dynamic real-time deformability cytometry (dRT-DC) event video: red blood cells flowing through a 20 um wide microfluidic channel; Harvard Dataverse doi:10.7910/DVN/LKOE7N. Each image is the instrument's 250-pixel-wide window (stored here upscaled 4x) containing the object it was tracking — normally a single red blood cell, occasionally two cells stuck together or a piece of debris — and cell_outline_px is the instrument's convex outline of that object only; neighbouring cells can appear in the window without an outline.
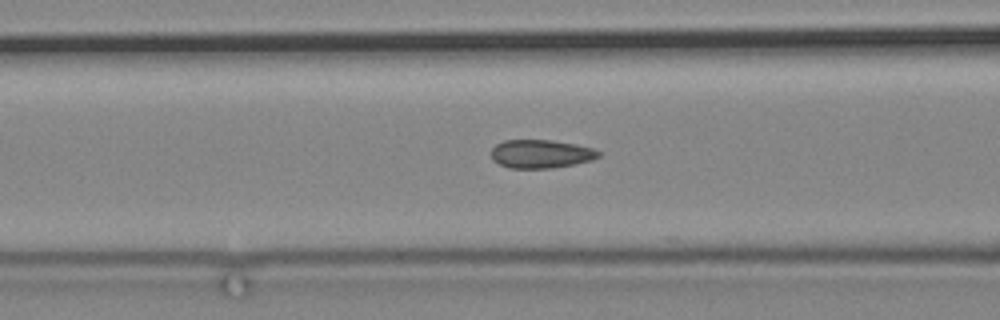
{"species": "common noctule bat (a hibernating species)", "species_latin": "Nyctalus noctula", "temperature_condition": "cold", "stored_images_in_passage": 41, "camera_frame_rate_fps": 3000, "um_per_image_px": 0.085, "animal": {"sex": "male", "body_mass_g": 19.2, "forearm_length_mm": 51.8}, "frame": {"image": 1, "passage_image": 9, "time_ms": 2.667, "image_size_px": [1000, 320], "cell_outline_px": [[600, 156], [592, 160], [552, 168], [508, 168], [492, 160], [492, 148], [496, 144], [504, 140], [552, 140], [576, 144], [592, 148], [600, 152]], "centroid_in_image_um": [45.96, 13.08], "position_along_channel_um": 120.6, "area_um2": 17.74}}
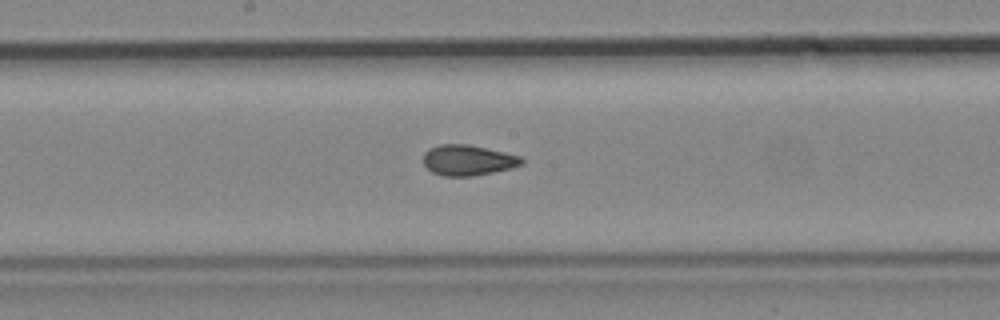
{"frame": {"image": 2, "passage_image": 17, "time_ms": 5.333, "image_size_px": [1000, 320], "cell_outline_px": [[524, 164], [512, 168], [472, 176], [444, 176], [432, 172], [424, 164], [424, 152], [428, 148], [440, 144], [468, 144], [520, 156], [524, 160]], "centroid_in_image_um": [39.77, 13.61], "position_along_channel_um": 208.4, "area_um2": 17.46}}
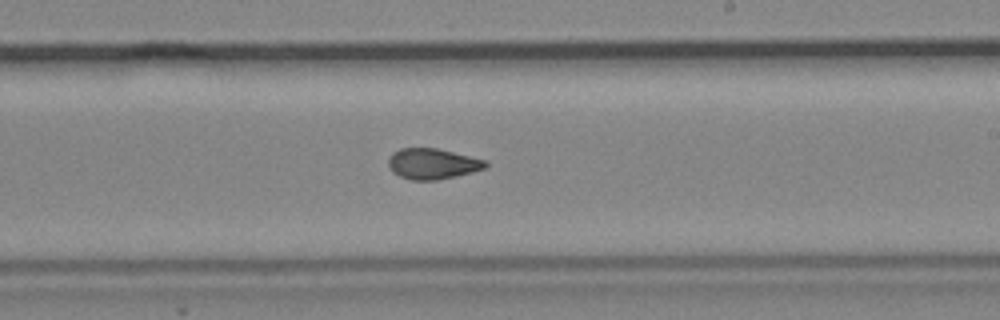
{"frame": {"image": 3, "passage_image": 21, "time_ms": 6.667, "image_size_px": [1000, 320], "cell_outline_px": [[488, 164], [484, 168], [472, 172], [456, 176], [436, 180], [412, 180], [400, 176], [392, 172], [388, 164], [388, 156], [392, 152], [400, 148], [436, 148], [484, 160]], "centroid_in_image_um": [36.7, 13.92], "position_along_channel_um": 252.3, "area_um2": 17.22}}